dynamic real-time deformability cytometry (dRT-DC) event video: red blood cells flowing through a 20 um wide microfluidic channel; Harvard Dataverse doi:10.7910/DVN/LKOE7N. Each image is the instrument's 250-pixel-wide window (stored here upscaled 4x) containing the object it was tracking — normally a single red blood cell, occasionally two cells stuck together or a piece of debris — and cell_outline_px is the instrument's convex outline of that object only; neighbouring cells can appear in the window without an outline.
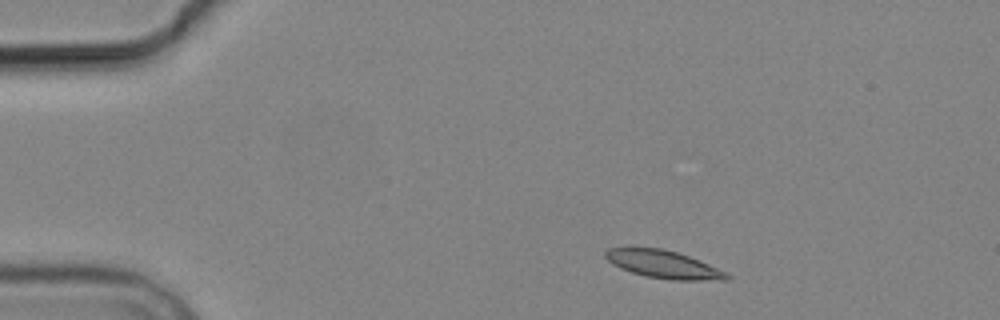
{"species": "common noctule bat (a hibernating species)", "species_latin": "Nyctalus noctula", "temperature_condition": "cold", "stored_images_in_passage": 2, "camera_frame_rate_fps": 3000, "um_per_image_px": 0.085, "animal": {"sex": "male", "body_mass_g": 19.2, "forearm_length_mm": 51.8}, "frame": {"image": 1, "passage_image": 1, "time_ms": 0.0, "image_size_px": [1000, 320], "cell_outline_px": [[732, 276], [728, 280], [672, 280], [644, 276], [620, 268], [612, 264], [604, 256], [604, 252], [608, 248], [660, 248], [676, 252], [700, 260]], "centroid_in_image_um": [56.38, 22.48], "position_along_channel_um": 28.6, "area_um2": 19.48}}